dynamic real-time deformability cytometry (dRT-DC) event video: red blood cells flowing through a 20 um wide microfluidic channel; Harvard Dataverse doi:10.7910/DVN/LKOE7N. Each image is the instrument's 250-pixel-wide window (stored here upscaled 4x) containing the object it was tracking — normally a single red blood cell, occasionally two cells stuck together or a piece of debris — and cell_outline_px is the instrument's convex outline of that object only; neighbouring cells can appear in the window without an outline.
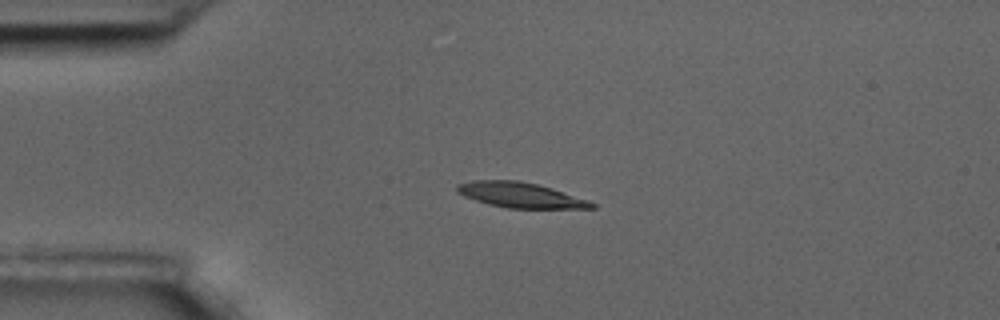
{"species": "common noctule bat (a hibernating species)", "species_latin": "Nyctalus noctula", "temperature_condition": "room temperature", "stored_images_in_passage": 46, "camera_frame_rate_fps": 3000, "um_per_image_px": 0.085, "animal": {"sex": "male", "body_mass_g": 17.5, "forearm_length_mm": 52.3}, "frame": {"image": 1, "passage_image": 1, "time_ms": 0.0, "image_size_px": [1000, 320], "cell_outline_px": [[596, 208], [508, 208], [488, 204], [464, 196], [456, 192], [456, 184], [472, 180], [516, 180], [536, 184], [588, 200], [596, 204]], "centroid_in_image_um": [44.17, 16.58], "position_along_channel_um": 40.8, "area_um2": 19.54}}
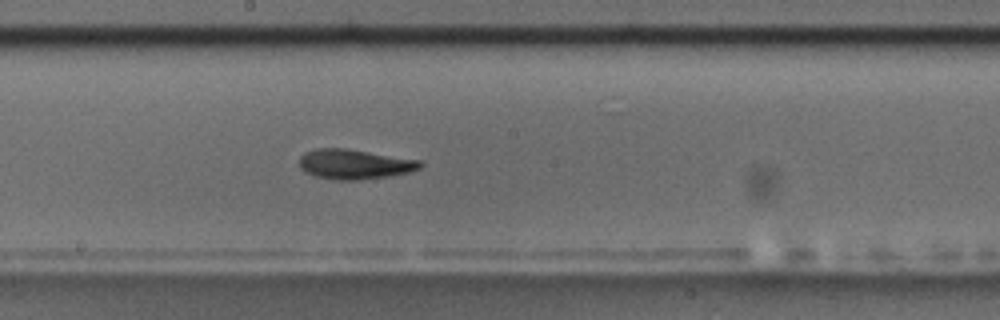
{"frame": {"image": 2, "passage_image": 19, "time_ms": 6.0, "image_size_px": [1000, 320], "cell_outline_px": [[424, 164], [420, 168], [408, 172], [388, 176], [356, 180], [336, 180], [316, 176], [304, 172], [300, 168], [300, 156], [304, 152], [316, 148], [344, 148], [420, 160]], "centroid_in_image_um": [30.1, 13.95], "position_along_channel_um": 218.1, "area_um2": 20.92}}
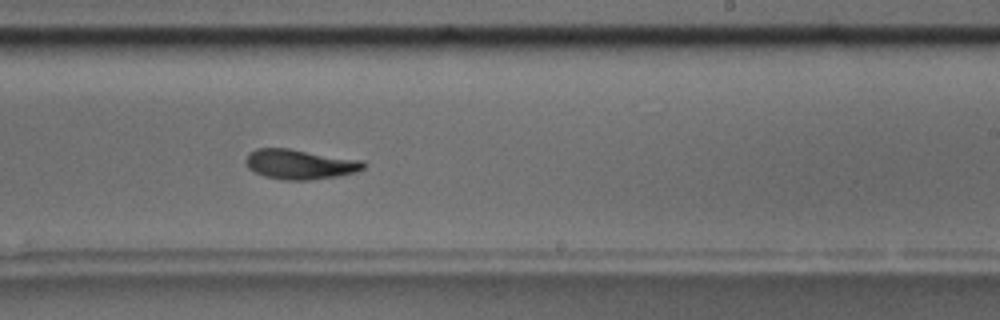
{"frame": {"image": 3, "passage_image": 23, "time_ms": 7.333, "image_size_px": [1000, 320], "cell_outline_px": [[368, 164], [364, 168], [356, 172], [336, 176], [308, 180], [284, 180], [264, 176], [248, 168], [244, 160], [248, 152], [256, 148], [288, 148], [364, 160]], "centroid_in_image_um": [25.49, 13.95], "position_along_channel_um": 263.5, "area_um2": 20.69}, "authors_computed_cell_mechanics": {"area_um2": 20.4612, "velocity_mm_per_s": 3.4187, "shape_relaxation_time_tau1_ms": 4.1723, "shape_relaxation_time_tau2_ms": 3.8407, "deformation_change_tau1": 0.1534, "deformation_change_tau2": 0.1059}}